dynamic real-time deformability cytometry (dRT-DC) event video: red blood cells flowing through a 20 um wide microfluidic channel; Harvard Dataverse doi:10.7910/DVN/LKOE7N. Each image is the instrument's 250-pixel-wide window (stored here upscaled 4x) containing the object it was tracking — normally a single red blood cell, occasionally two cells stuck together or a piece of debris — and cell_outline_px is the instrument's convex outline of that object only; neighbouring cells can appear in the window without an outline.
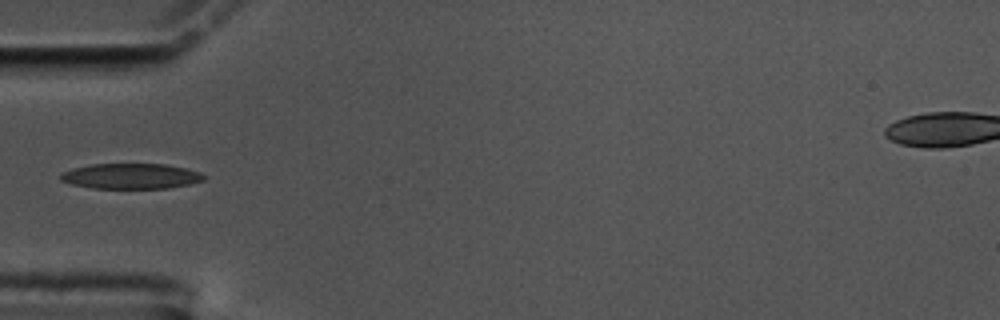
{"species": "common noctule bat (a hibernating species)", "species_latin": "Nyctalus noctula", "temperature_condition": "cold", "stored_images_in_passage": 7, "camera_frame_rate_fps": 3000, "um_per_image_px": 0.085, "animal": {"sex": "male", "body_mass_g": 17.5, "forearm_length_mm": 52.3}, "frame": {"image": 1, "passage_image": 1, "time_ms": 0.0, "image_size_px": [1000, 320], "cell_outline_px": [[204, 180], [188, 184], [168, 188], [92, 188], [72, 184], [60, 180], [60, 172], [72, 168], [92, 164], [164, 164], [184, 168], [200, 172], [204, 176]], "centroid_in_image_um": [11.08, 14.97], "position_along_channel_um": 73.9, "area_um2": 21.1}}